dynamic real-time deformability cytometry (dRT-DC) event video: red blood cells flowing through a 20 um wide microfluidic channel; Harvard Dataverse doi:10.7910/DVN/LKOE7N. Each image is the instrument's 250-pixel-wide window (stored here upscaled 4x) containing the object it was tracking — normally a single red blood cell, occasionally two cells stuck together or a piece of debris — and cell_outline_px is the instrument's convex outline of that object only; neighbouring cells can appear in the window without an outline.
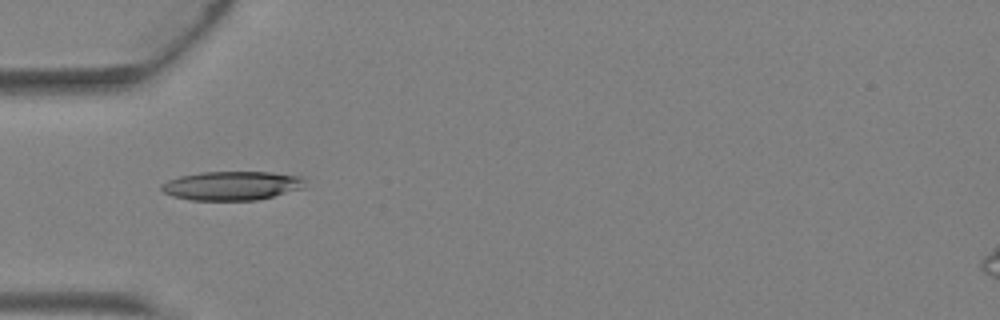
{"species": "Egyptian fruit bat (a non-hibernating species)", "species_latin": "Rousettus aegyptiacus", "temperature_condition": "warm", "stored_images_in_passage": 4, "camera_frame_rate_fps": 3000, "um_per_image_px": 0.085, "animal": {"sex": "female"}, "frame": {"image": 1, "passage_image": 4, "time_ms": 1.0, "image_size_px": [1000, 320], "cell_outline_px": [[308, 188], [256, 200], [188, 200], [172, 196], [164, 192], [160, 188], [160, 184], [168, 180], [180, 176], [200, 172], [272, 172], [304, 176]], "centroid_in_image_um": [19.78, 15.78], "position_along_channel_um": 65.2, "area_um2": 24.68}}